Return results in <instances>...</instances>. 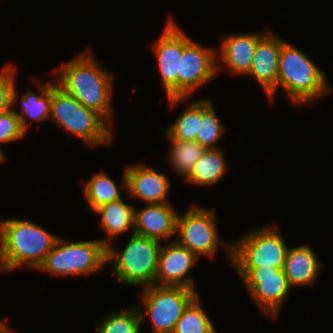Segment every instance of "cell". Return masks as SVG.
<instances>
[{"label":"cell","mask_w":333,"mask_h":333,"mask_svg":"<svg viewBox=\"0 0 333 333\" xmlns=\"http://www.w3.org/2000/svg\"><path fill=\"white\" fill-rule=\"evenodd\" d=\"M91 49L62 64L53 74L58 85L71 94L84 107L98 113L108 124H112L111 107L112 74L99 66Z\"/></svg>","instance_id":"cell-1"},{"label":"cell","mask_w":333,"mask_h":333,"mask_svg":"<svg viewBox=\"0 0 333 333\" xmlns=\"http://www.w3.org/2000/svg\"><path fill=\"white\" fill-rule=\"evenodd\" d=\"M58 238L29 220H0L1 270L25 264L38 269Z\"/></svg>","instance_id":"cell-2"},{"label":"cell","mask_w":333,"mask_h":333,"mask_svg":"<svg viewBox=\"0 0 333 333\" xmlns=\"http://www.w3.org/2000/svg\"><path fill=\"white\" fill-rule=\"evenodd\" d=\"M281 86L296 105L312 102L330 92V85L323 71L311 58L283 39L279 55L277 89Z\"/></svg>","instance_id":"cell-3"},{"label":"cell","mask_w":333,"mask_h":333,"mask_svg":"<svg viewBox=\"0 0 333 333\" xmlns=\"http://www.w3.org/2000/svg\"><path fill=\"white\" fill-rule=\"evenodd\" d=\"M50 117L52 121L90 147L108 145L113 141L109 124L98 113L84 107L71 94L54 83L51 85Z\"/></svg>","instance_id":"cell-4"},{"label":"cell","mask_w":333,"mask_h":333,"mask_svg":"<svg viewBox=\"0 0 333 333\" xmlns=\"http://www.w3.org/2000/svg\"><path fill=\"white\" fill-rule=\"evenodd\" d=\"M160 247L159 241L132 232L123 251L107 247V263L120 283L145 288L155 284Z\"/></svg>","instance_id":"cell-5"},{"label":"cell","mask_w":333,"mask_h":333,"mask_svg":"<svg viewBox=\"0 0 333 333\" xmlns=\"http://www.w3.org/2000/svg\"><path fill=\"white\" fill-rule=\"evenodd\" d=\"M109 245L106 239L69 243L58 238L38 270L64 277L90 275L107 263Z\"/></svg>","instance_id":"cell-6"},{"label":"cell","mask_w":333,"mask_h":333,"mask_svg":"<svg viewBox=\"0 0 333 333\" xmlns=\"http://www.w3.org/2000/svg\"><path fill=\"white\" fill-rule=\"evenodd\" d=\"M275 226H263L227 246L234 267H275L283 269L288 246Z\"/></svg>","instance_id":"cell-7"},{"label":"cell","mask_w":333,"mask_h":333,"mask_svg":"<svg viewBox=\"0 0 333 333\" xmlns=\"http://www.w3.org/2000/svg\"><path fill=\"white\" fill-rule=\"evenodd\" d=\"M143 307L137 306L141 321L149 316L153 333H173L188 304L198 295L196 289L181 286L151 285L143 289Z\"/></svg>","instance_id":"cell-8"},{"label":"cell","mask_w":333,"mask_h":333,"mask_svg":"<svg viewBox=\"0 0 333 333\" xmlns=\"http://www.w3.org/2000/svg\"><path fill=\"white\" fill-rule=\"evenodd\" d=\"M248 293L264 313L276 317L291 286L283 269L269 267H235Z\"/></svg>","instance_id":"cell-9"},{"label":"cell","mask_w":333,"mask_h":333,"mask_svg":"<svg viewBox=\"0 0 333 333\" xmlns=\"http://www.w3.org/2000/svg\"><path fill=\"white\" fill-rule=\"evenodd\" d=\"M214 213V210L192 205L185 214L177 215L176 234L180 236L176 241L197 258L200 255L214 257L218 246L226 244L218 238Z\"/></svg>","instance_id":"cell-10"},{"label":"cell","mask_w":333,"mask_h":333,"mask_svg":"<svg viewBox=\"0 0 333 333\" xmlns=\"http://www.w3.org/2000/svg\"><path fill=\"white\" fill-rule=\"evenodd\" d=\"M216 54V50L203 47L193 40L184 47L178 73V97L168 98L171 107L187 100L199 86L216 76L221 68Z\"/></svg>","instance_id":"cell-11"},{"label":"cell","mask_w":333,"mask_h":333,"mask_svg":"<svg viewBox=\"0 0 333 333\" xmlns=\"http://www.w3.org/2000/svg\"><path fill=\"white\" fill-rule=\"evenodd\" d=\"M192 39L170 18L160 38L155 42L154 51L167 98L178 97V73L184 47Z\"/></svg>","instance_id":"cell-12"},{"label":"cell","mask_w":333,"mask_h":333,"mask_svg":"<svg viewBox=\"0 0 333 333\" xmlns=\"http://www.w3.org/2000/svg\"><path fill=\"white\" fill-rule=\"evenodd\" d=\"M198 258L176 240L161 245L158 253L155 284L160 286H181L191 289L194 281L187 276Z\"/></svg>","instance_id":"cell-13"},{"label":"cell","mask_w":333,"mask_h":333,"mask_svg":"<svg viewBox=\"0 0 333 333\" xmlns=\"http://www.w3.org/2000/svg\"><path fill=\"white\" fill-rule=\"evenodd\" d=\"M122 181L123 187L131 197L141 199L146 204L168 203V177L145 163L128 166Z\"/></svg>","instance_id":"cell-14"},{"label":"cell","mask_w":333,"mask_h":333,"mask_svg":"<svg viewBox=\"0 0 333 333\" xmlns=\"http://www.w3.org/2000/svg\"><path fill=\"white\" fill-rule=\"evenodd\" d=\"M282 39L274 33H265L255 48L248 75L262 86L272 102L277 91L278 64Z\"/></svg>","instance_id":"cell-15"},{"label":"cell","mask_w":333,"mask_h":333,"mask_svg":"<svg viewBox=\"0 0 333 333\" xmlns=\"http://www.w3.org/2000/svg\"><path fill=\"white\" fill-rule=\"evenodd\" d=\"M170 203L146 204L145 208L135 209L133 233L145 236L160 242L169 240L176 234L177 211Z\"/></svg>","instance_id":"cell-16"},{"label":"cell","mask_w":333,"mask_h":333,"mask_svg":"<svg viewBox=\"0 0 333 333\" xmlns=\"http://www.w3.org/2000/svg\"><path fill=\"white\" fill-rule=\"evenodd\" d=\"M264 35L265 34L259 35L258 33H242L222 37L220 52H216L217 61L221 60V65L225 64L227 69H230V72L234 74H248L255 48L258 41Z\"/></svg>","instance_id":"cell-17"},{"label":"cell","mask_w":333,"mask_h":333,"mask_svg":"<svg viewBox=\"0 0 333 333\" xmlns=\"http://www.w3.org/2000/svg\"><path fill=\"white\" fill-rule=\"evenodd\" d=\"M320 268L321 264L310 246L289 247L283 271L291 288L312 285Z\"/></svg>","instance_id":"cell-18"},{"label":"cell","mask_w":333,"mask_h":333,"mask_svg":"<svg viewBox=\"0 0 333 333\" xmlns=\"http://www.w3.org/2000/svg\"><path fill=\"white\" fill-rule=\"evenodd\" d=\"M95 212L101 215L100 226L110 238H116L131 227L134 230L135 208L123 202L122 198L99 206Z\"/></svg>","instance_id":"cell-19"},{"label":"cell","mask_w":333,"mask_h":333,"mask_svg":"<svg viewBox=\"0 0 333 333\" xmlns=\"http://www.w3.org/2000/svg\"><path fill=\"white\" fill-rule=\"evenodd\" d=\"M227 164L223 152L218 149H207L203 156L195 163L187 182L199 186L217 183L226 173Z\"/></svg>","instance_id":"cell-20"},{"label":"cell","mask_w":333,"mask_h":333,"mask_svg":"<svg viewBox=\"0 0 333 333\" xmlns=\"http://www.w3.org/2000/svg\"><path fill=\"white\" fill-rule=\"evenodd\" d=\"M38 82L40 88V95L35 94L34 92H27L20 98L22 114L18 113L14 108H12L18 115L21 120L22 127L27 131V127L30 126V123L27 124L26 118L29 117L32 121H43L50 118V107H51V85L50 83Z\"/></svg>","instance_id":"cell-21"},{"label":"cell","mask_w":333,"mask_h":333,"mask_svg":"<svg viewBox=\"0 0 333 333\" xmlns=\"http://www.w3.org/2000/svg\"><path fill=\"white\" fill-rule=\"evenodd\" d=\"M167 138L170 140L172 146L169 151L171 166L176 173L185 177L187 181L195 163L203 156L207 149L197 141H181L171 139L168 136Z\"/></svg>","instance_id":"cell-22"},{"label":"cell","mask_w":333,"mask_h":333,"mask_svg":"<svg viewBox=\"0 0 333 333\" xmlns=\"http://www.w3.org/2000/svg\"><path fill=\"white\" fill-rule=\"evenodd\" d=\"M84 194L93 211L99 206L121 199L117 184L104 172L92 176L85 184Z\"/></svg>","instance_id":"cell-23"},{"label":"cell","mask_w":333,"mask_h":333,"mask_svg":"<svg viewBox=\"0 0 333 333\" xmlns=\"http://www.w3.org/2000/svg\"><path fill=\"white\" fill-rule=\"evenodd\" d=\"M213 106L211 100H201V120L196 141L206 149H218L216 144L226 131Z\"/></svg>","instance_id":"cell-24"},{"label":"cell","mask_w":333,"mask_h":333,"mask_svg":"<svg viewBox=\"0 0 333 333\" xmlns=\"http://www.w3.org/2000/svg\"><path fill=\"white\" fill-rule=\"evenodd\" d=\"M200 120L201 100H195L179 115L176 122L168 127L165 134L171 139L196 141Z\"/></svg>","instance_id":"cell-25"},{"label":"cell","mask_w":333,"mask_h":333,"mask_svg":"<svg viewBox=\"0 0 333 333\" xmlns=\"http://www.w3.org/2000/svg\"><path fill=\"white\" fill-rule=\"evenodd\" d=\"M198 295L188 304L173 333H217L212 321L199 303Z\"/></svg>","instance_id":"cell-26"},{"label":"cell","mask_w":333,"mask_h":333,"mask_svg":"<svg viewBox=\"0 0 333 333\" xmlns=\"http://www.w3.org/2000/svg\"><path fill=\"white\" fill-rule=\"evenodd\" d=\"M97 324V333H140L142 321L138 308L132 307L115 311Z\"/></svg>","instance_id":"cell-27"},{"label":"cell","mask_w":333,"mask_h":333,"mask_svg":"<svg viewBox=\"0 0 333 333\" xmlns=\"http://www.w3.org/2000/svg\"><path fill=\"white\" fill-rule=\"evenodd\" d=\"M14 69L7 65L0 71V114L11 109L18 100Z\"/></svg>","instance_id":"cell-28"},{"label":"cell","mask_w":333,"mask_h":333,"mask_svg":"<svg viewBox=\"0 0 333 333\" xmlns=\"http://www.w3.org/2000/svg\"><path fill=\"white\" fill-rule=\"evenodd\" d=\"M26 132L22 127L20 118L12 108L0 114V143L20 140Z\"/></svg>","instance_id":"cell-29"},{"label":"cell","mask_w":333,"mask_h":333,"mask_svg":"<svg viewBox=\"0 0 333 333\" xmlns=\"http://www.w3.org/2000/svg\"><path fill=\"white\" fill-rule=\"evenodd\" d=\"M0 333H12L10 328L2 320H0Z\"/></svg>","instance_id":"cell-30"},{"label":"cell","mask_w":333,"mask_h":333,"mask_svg":"<svg viewBox=\"0 0 333 333\" xmlns=\"http://www.w3.org/2000/svg\"><path fill=\"white\" fill-rule=\"evenodd\" d=\"M2 149L0 148V162H3L5 160V156H4V153L3 151H1Z\"/></svg>","instance_id":"cell-31"}]
</instances>
